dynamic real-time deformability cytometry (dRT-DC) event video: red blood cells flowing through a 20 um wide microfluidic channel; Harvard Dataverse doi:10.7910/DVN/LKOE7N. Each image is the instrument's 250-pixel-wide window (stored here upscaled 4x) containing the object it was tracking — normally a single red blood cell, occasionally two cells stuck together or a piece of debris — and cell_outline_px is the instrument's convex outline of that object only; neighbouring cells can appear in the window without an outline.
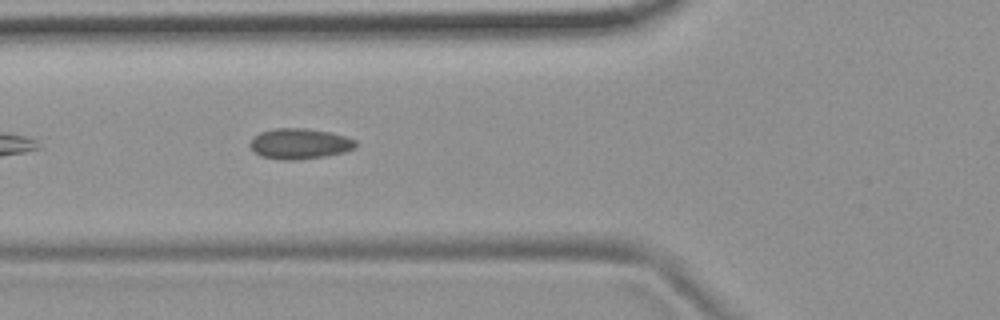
{"species": "common noctule bat (a hibernating species)", "species_latin": "Nyctalus noctula", "temperature_condition": "room temperature", "stored_images_in_passage": 8, "camera_frame_rate_fps": 3000, "um_per_image_px": 0.085, "animal": {"sex": "female", "body_mass_g": 19.9}, "frame": {"image": 1, "passage_image": 6, "time_ms": 1.667, "image_size_px": [1000, 320], "cell_outline_px": [[356, 148], [344, 152], [324, 156], [296, 160], [284, 160], [260, 156], [248, 144], [252, 136], [260, 132], [276, 128], [304, 128], [328, 132], [348, 136], [356, 140]], "centroid_in_image_um": [25.46, 12.21], "position_along_channel_um": 100.3, "area_um2": 18.9}}